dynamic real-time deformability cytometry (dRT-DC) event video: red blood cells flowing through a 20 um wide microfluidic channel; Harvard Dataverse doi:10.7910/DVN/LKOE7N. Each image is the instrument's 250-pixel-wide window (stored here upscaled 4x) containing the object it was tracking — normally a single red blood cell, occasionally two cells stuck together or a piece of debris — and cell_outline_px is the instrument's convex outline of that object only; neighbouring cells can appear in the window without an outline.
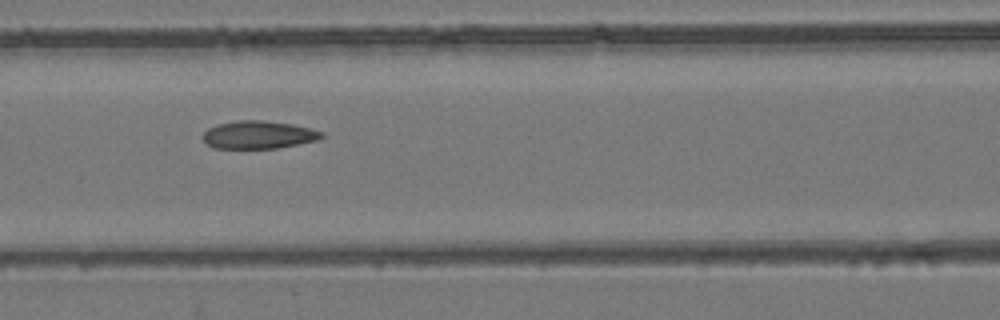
{"species": "common noctule bat (a hibernating species)", "species_latin": "Nyctalus noctula", "temperature_condition": "room temperature", "stored_images_in_passage": 10, "camera_frame_rate_fps": 3000, "um_per_image_px": 0.085, "animal": {"sex": "female", "body_mass_g": 24.6, "forearm_length_mm": 56.2}, "frame": {"image": 1, "passage_image": 7, "time_ms": 7.667, "image_size_px": [1000, 320], "cell_outline_px": [[324, 136], [320, 140], [276, 148], [212, 148], [200, 136], [208, 128], [216, 124], [236, 120], [264, 120], [292, 124], [324, 132]], "centroid_in_image_um": [21.96, 11.45], "position_along_channel_um": 144.6, "area_um2": 19.42}}
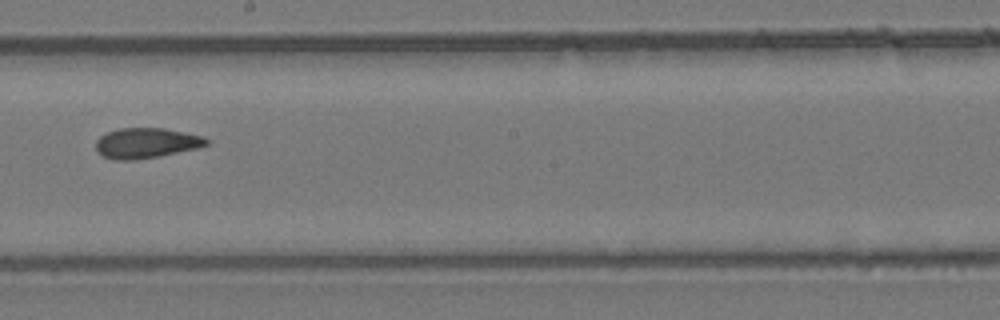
{"frame": {"image": 2, "passage_image": 9, "time_ms": 10.0, "image_size_px": [1000, 320], "cell_outline_px": [[208, 144], [196, 148], [156, 156], [132, 160], [116, 160], [104, 156], [96, 152], [96, 140], [100, 136], [108, 132], [120, 128], [164, 128], [204, 136], [208, 140]], "centroid_in_image_um": [12.4, 12.15], "position_along_channel_um": 235.8, "area_um2": 19.25}}
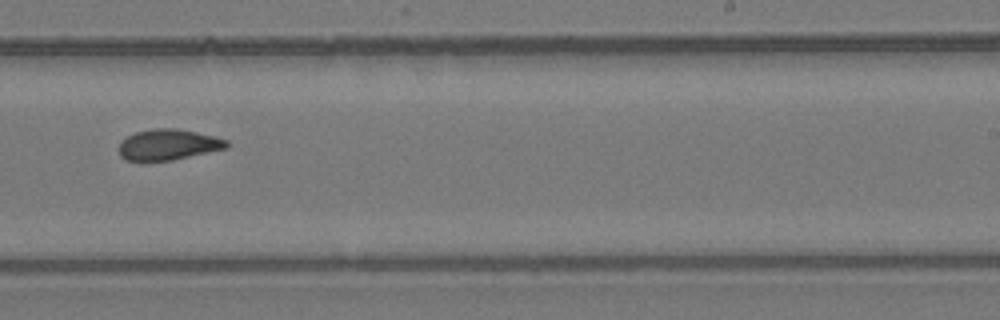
{"frame": {"image": 3, "passage_image": 10, "time_ms": 11.0, "image_size_px": [1000, 320], "cell_outline_px": [[228, 148], [172, 160], [140, 164], [124, 160], [120, 156], [120, 140], [136, 132], [152, 128], [176, 128], [196, 132], [228, 140]], "centroid_in_image_um": [14.23, 12.33], "position_along_channel_um": 274.8, "area_um2": 19.88}}